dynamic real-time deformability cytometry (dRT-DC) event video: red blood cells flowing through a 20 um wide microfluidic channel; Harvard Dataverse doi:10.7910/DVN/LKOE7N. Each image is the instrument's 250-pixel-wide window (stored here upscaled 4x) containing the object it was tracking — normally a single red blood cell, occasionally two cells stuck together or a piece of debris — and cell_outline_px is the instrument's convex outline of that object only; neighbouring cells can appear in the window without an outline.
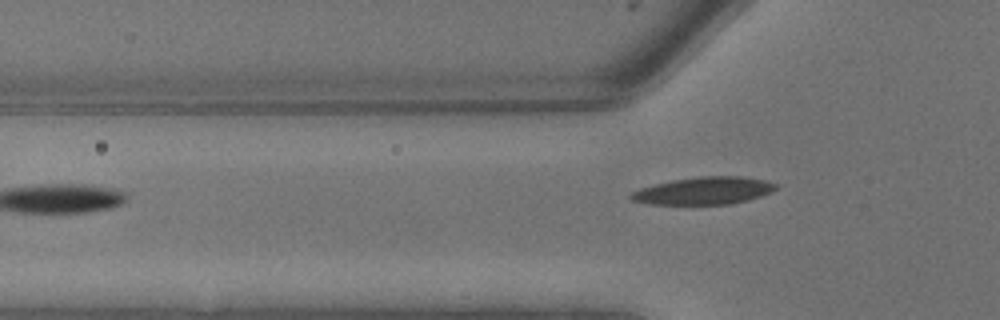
{"species": "common noctule bat (a hibernating species)", "species_latin": "Nyctalus noctula", "temperature_condition": "warm", "stored_images_in_passage": 8, "camera_frame_rate_fps": 3000, "um_per_image_px": 0.085, "animal": {"sex": "male", "body_mass_g": 13.3}, "frame": {"image": 1, "passage_image": 8, "time_ms": 2.333, "image_size_px": [1000, 320], "cell_outline_px": [[776, 188], [772, 192], [748, 200], [728, 204], [648, 204], [632, 200], [628, 196], [632, 192], [640, 188], [672, 180], [700, 176], [740, 176], [764, 180], [776, 184]], "centroid_in_image_um": [59.81, 16.21], "position_along_channel_um": 66.0, "area_um2": 23.0}}